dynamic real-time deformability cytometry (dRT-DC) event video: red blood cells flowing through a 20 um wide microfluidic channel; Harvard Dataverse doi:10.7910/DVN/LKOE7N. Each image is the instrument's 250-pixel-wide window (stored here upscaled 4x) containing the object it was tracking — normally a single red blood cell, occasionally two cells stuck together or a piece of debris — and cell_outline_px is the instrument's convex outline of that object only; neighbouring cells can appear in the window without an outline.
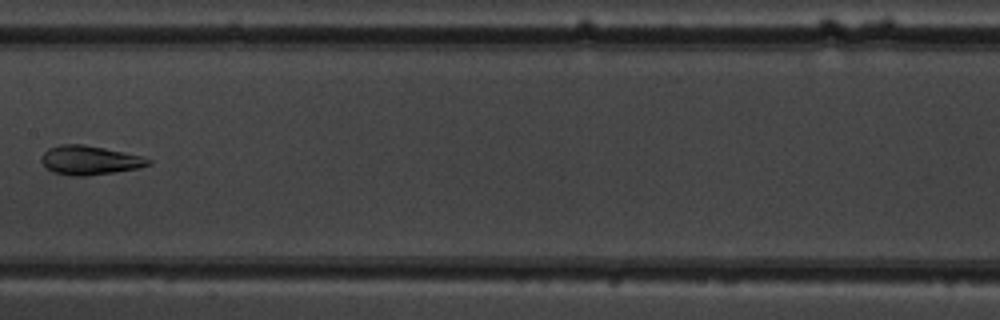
{"species": "common noctule bat (a hibernating species)", "species_latin": "Nyctalus noctula", "temperature_condition": "warm", "stored_images_in_passage": 5, "camera_frame_rate_fps": 3000, "um_per_image_px": 0.085, "animal": {"sex": "male", "body_mass_g": 19.5, "forearm_length_mm": 54.6}, "frame": {"image": 1, "passage_image": 5, "time_ms": 4.667, "image_size_px": [1000, 320], "cell_outline_px": [[152, 164], [136, 168], [112, 172], [84, 176], [72, 176], [52, 172], [40, 160], [44, 152], [48, 148], [60, 144], [84, 144], [144, 156], [152, 160]], "centroid_in_image_um": [7.62, 13.61], "position_along_channel_um": 199.8, "area_um2": 18.03}}